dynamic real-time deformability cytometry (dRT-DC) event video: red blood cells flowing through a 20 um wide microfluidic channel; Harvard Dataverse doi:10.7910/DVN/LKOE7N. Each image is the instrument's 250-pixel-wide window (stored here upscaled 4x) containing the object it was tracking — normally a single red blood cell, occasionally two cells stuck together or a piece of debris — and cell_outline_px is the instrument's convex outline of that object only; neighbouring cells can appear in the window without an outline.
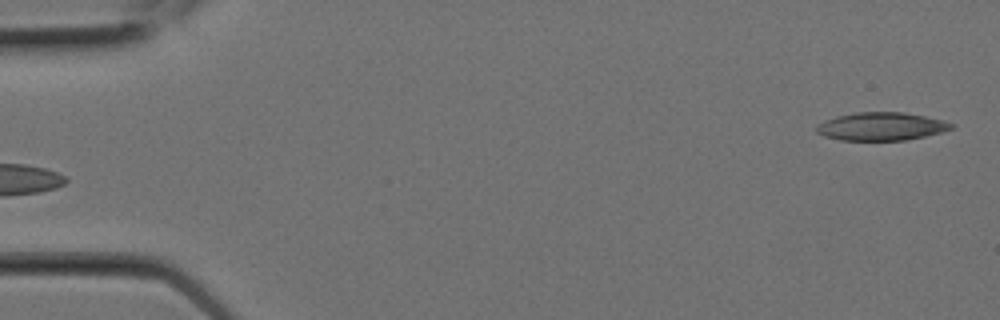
{"species": "Egyptian fruit bat (a non-hibernating species)", "species_latin": "Rousettus aegyptiacus", "temperature_condition": "room temperature", "stored_images_in_passage": 6, "camera_frame_rate_fps": 3000, "um_per_image_px": 0.085, "animal": {"sex": "female"}, "frame": {"image": 1, "passage_image": 6, "time_ms": 1.667, "image_size_px": [1000, 320], "cell_outline_px": [[956, 124], [952, 128], [940, 132], [924, 136], [904, 140], [840, 140], [824, 136], [816, 132], [816, 124], [824, 120], [836, 116], [856, 112], [904, 112], [944, 120]], "centroid_in_image_um": [74.88, 10.74], "position_along_channel_um": 10.1, "area_um2": 22.08}}